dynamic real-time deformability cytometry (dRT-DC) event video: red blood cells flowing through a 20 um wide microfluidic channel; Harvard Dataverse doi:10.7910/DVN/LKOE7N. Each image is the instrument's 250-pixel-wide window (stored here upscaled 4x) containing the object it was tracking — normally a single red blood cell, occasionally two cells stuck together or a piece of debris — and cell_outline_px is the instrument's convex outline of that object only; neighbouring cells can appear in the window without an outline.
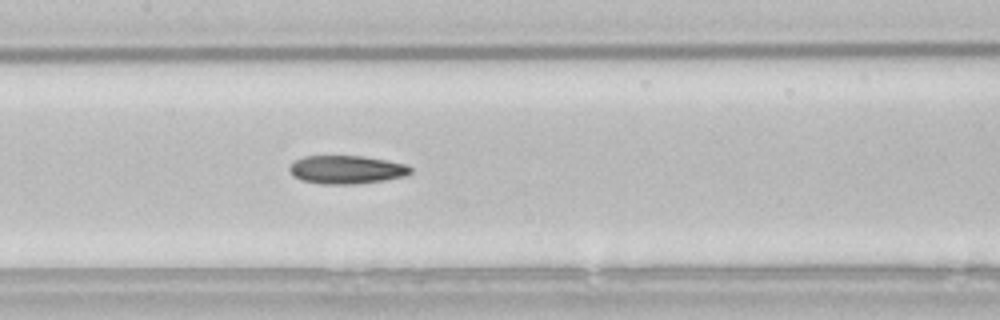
{"species": "common noctule bat (a hibernating species)", "species_latin": "Nyctalus noctula", "temperature_condition": "room temperature", "stored_images_in_passage": 42, "camera_frame_rate_fps": 3000, "um_per_image_px": 0.085, "animal": {"sex": "male", "body_mass_g": 21.5, "forearm_length_mm": 52.0}, "frame": {"image": 1, "passage_image": 24, "time_ms": 7.667, "image_size_px": [1000, 320], "cell_outline_px": [[412, 172], [404, 176], [384, 180], [356, 184], [320, 184], [300, 180], [292, 176], [288, 168], [296, 160], [304, 156], [364, 156], [388, 160], [408, 164], [412, 168]], "centroid_in_image_um": [29.46, 14.42], "position_along_channel_um": 177.9, "area_um2": 20.17}}